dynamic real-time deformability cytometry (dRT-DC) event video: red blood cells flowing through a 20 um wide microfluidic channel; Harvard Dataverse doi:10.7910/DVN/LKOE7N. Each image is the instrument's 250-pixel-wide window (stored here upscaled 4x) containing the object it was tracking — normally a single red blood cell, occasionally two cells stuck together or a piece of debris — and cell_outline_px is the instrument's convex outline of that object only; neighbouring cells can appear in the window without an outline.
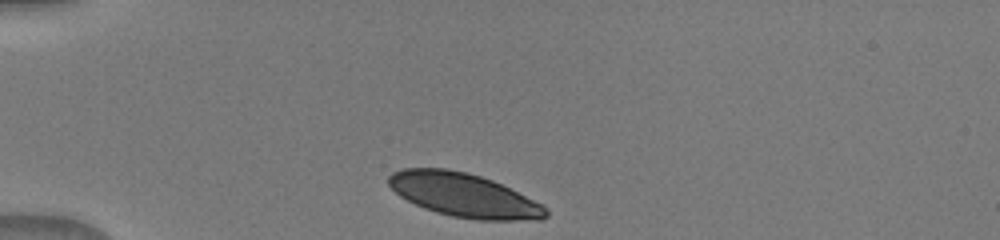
{"species": "human", "species_latin": "Homo sapiens", "temperature_condition": "warm", "stored_images_in_passage": 34, "camera_frame_rate_fps": 3000, "um_per_image_px": 0.085, "donor": {"sex": "male"}, "frame": {"image": 1, "passage_image": 1, "time_ms": 0.0, "image_size_px": [1000, 240], "cell_outline_px": [[548, 216], [540, 220], [476, 220], [452, 216], [436, 212], [424, 208], [400, 196], [388, 184], [388, 176], [392, 172], [404, 168], [448, 168], [468, 172], [492, 180], [544, 204], [548, 208]], "centroid_in_image_um": [39.46, 16.58], "position_along_channel_um": 45.5, "area_um2": 40.23}}
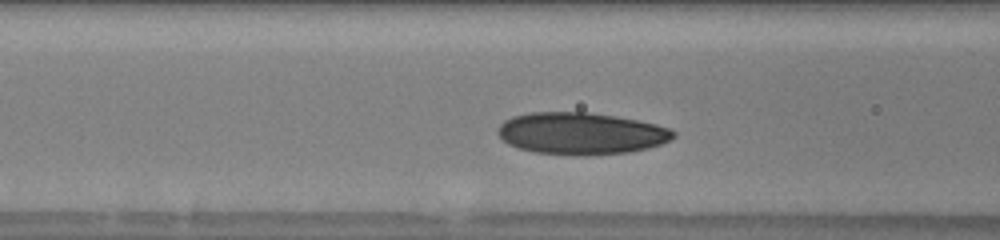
{"frame": {"image": 2, "passage_image": 9, "time_ms": 2.667, "image_size_px": [1000, 240], "cell_outline_px": [[676, 136], [660, 144], [648, 148], [628, 152], [584, 156], [536, 152], [520, 148], [508, 144], [496, 132], [500, 124], [504, 120], [512, 116], [532, 112], [588, 112], [616, 116], [656, 124], [668, 128], [676, 132]], "centroid_in_image_um": [49.38, 11.34], "position_along_channel_um": 117.2, "area_um2": 42.83}}
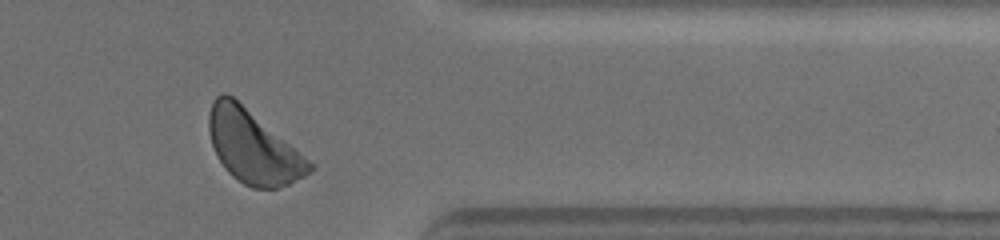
{"frame": {"image": 3, "passage_image": 30, "time_ms": 9.667, "image_size_px": [1000, 240], "cell_outline_px": [[316, 168], [304, 176], [288, 184], [276, 188], [252, 188], [244, 184], [232, 176], [224, 168], [216, 156], [212, 144], [208, 128], [208, 116], [212, 100], [220, 92], [224, 92], [232, 96], [316, 164]], "centroid_in_image_um": [21.5, 12.48], "position_along_channel_um": 389.9, "area_um2": 42.71}}